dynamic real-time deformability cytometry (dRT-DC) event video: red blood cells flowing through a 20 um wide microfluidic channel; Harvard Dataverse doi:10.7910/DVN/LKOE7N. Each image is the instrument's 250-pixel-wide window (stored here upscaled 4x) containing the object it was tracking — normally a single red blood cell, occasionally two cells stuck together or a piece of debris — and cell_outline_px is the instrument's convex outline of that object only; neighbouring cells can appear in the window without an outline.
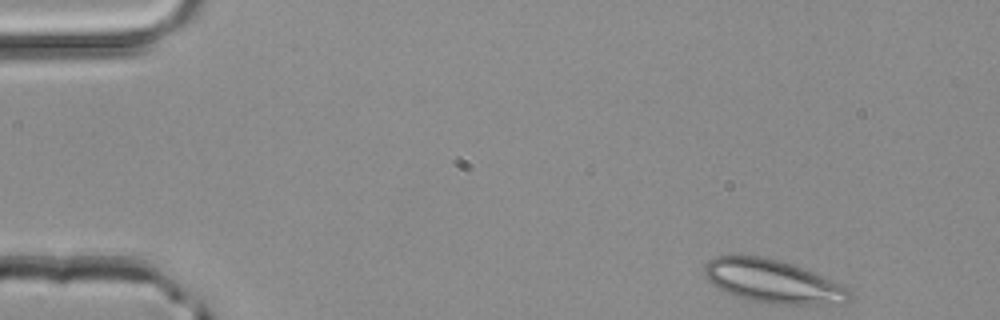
{"species": "common noctule bat (a hibernating species)", "species_latin": "Nyctalus noctula", "temperature_condition": "room temperature", "stored_images_in_passage": 4, "camera_frame_rate_fps": 3000, "um_per_image_px": 0.085, "animal": {"sex": "male", "body_mass_g": 20.4}, "frame": {"image": 1, "passage_image": 1, "time_ms": 0.0, "image_size_px": [1000, 320], "cell_outline_px": [[852, 292], [848, 300], [844, 304], [768, 304], [748, 300], [724, 292], [712, 284], [704, 276], [704, 264], [712, 256], [764, 256], [796, 264], [832, 280], [848, 288]], "centroid_in_image_um": [65.68, 23.91], "position_along_channel_um": 19.3, "area_um2": 37.05}}